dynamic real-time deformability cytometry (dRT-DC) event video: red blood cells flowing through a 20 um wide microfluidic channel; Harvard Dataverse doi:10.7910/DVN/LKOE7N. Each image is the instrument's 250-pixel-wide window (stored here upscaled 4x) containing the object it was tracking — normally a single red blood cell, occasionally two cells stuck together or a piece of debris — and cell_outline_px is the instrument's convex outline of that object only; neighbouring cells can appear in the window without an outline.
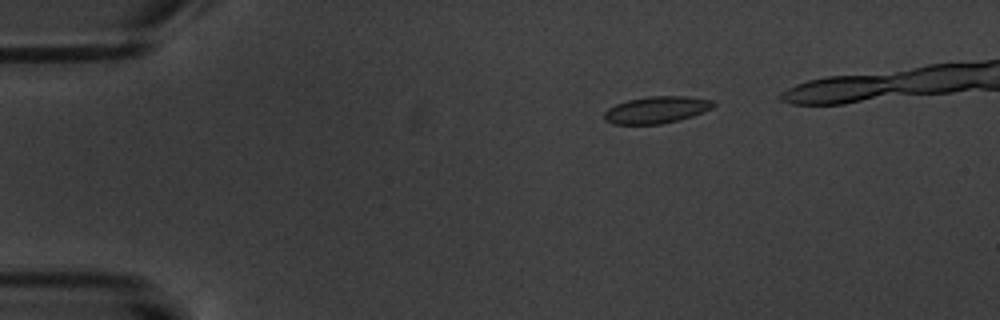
{"species": "common noctule bat (a hibernating species)", "species_latin": "Nyctalus noctula", "temperature_condition": "warm", "stored_images_in_passage": 5, "camera_frame_rate_fps": 3000, "um_per_image_px": 0.085, "animal": {"sex": "male", "body_mass_g": 20.1, "forearm_length_mm": 53.5}, "frame": {"image": 1, "passage_image": 3, "time_ms": 2.333, "image_size_px": [1000, 320], "cell_outline_px": [[716, 104], [712, 108], [704, 112], [680, 120], [660, 124], [612, 124], [604, 120], [604, 112], [608, 108], [616, 104], [628, 100], [648, 96], [688, 96], [712, 100]], "centroid_in_image_um": [55.81, 9.33], "position_along_channel_um": 29.2, "area_um2": 17.22}}